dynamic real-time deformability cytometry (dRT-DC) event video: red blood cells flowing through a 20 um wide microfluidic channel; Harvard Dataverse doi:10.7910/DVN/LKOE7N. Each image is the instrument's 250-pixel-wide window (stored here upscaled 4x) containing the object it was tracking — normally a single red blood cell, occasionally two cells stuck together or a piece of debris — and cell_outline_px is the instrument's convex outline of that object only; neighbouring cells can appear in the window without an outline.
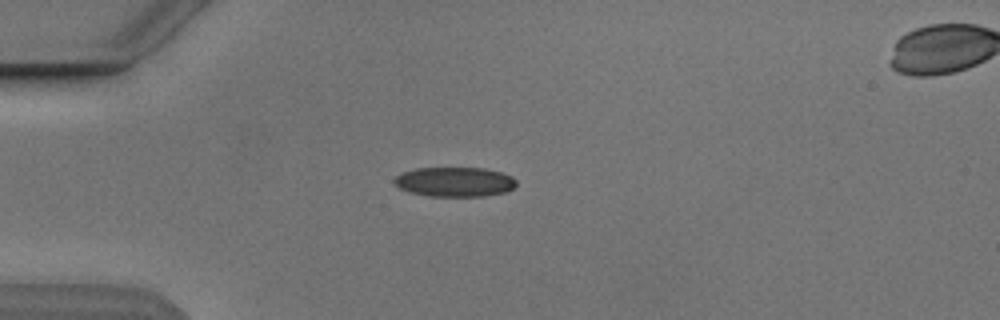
{"species": "Egyptian fruit bat (a non-hibernating species)", "species_latin": "Rousettus aegyptiacus", "temperature_condition": "cold", "stored_images_in_passage": 6, "camera_frame_rate_fps": 3000, "um_per_image_px": 0.085, "animal": {"sex": "male"}, "frame": {"image": 1, "passage_image": 3, "time_ms": 2.667, "image_size_px": [1000, 320], "cell_outline_px": [[516, 184], [512, 188], [504, 192], [484, 196], [428, 196], [408, 192], [400, 188], [392, 180], [400, 172], [416, 168], [484, 168], [500, 172], [512, 176], [516, 180]], "centroid_in_image_um": [38.61, 15.45], "position_along_channel_um": 46.4, "area_um2": 21.1}}
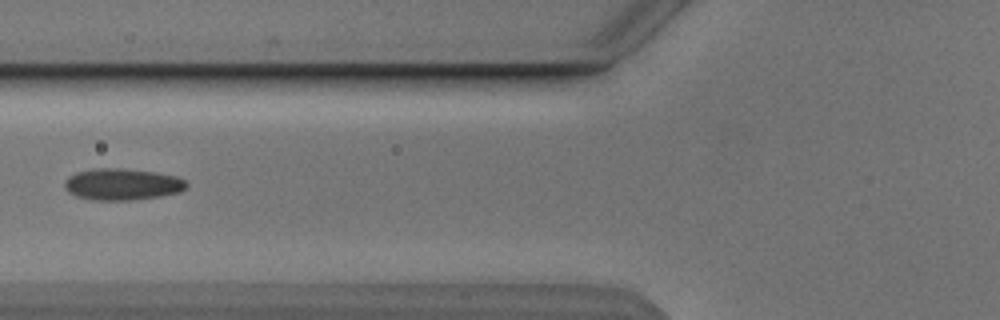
{"frame": {"image": 2, "passage_image": 5, "time_ms": 5.0, "image_size_px": [1000, 320], "cell_outline_px": [[188, 188], [180, 192], [160, 196], [132, 200], [92, 200], [76, 196], [68, 192], [64, 188], [64, 180], [68, 176], [76, 172], [96, 168], [120, 168], [156, 172], [176, 176], [184, 180], [188, 184]], "centroid_in_image_um": [10.38, 15.66], "position_along_channel_um": 115.4, "area_um2": 22.66}}